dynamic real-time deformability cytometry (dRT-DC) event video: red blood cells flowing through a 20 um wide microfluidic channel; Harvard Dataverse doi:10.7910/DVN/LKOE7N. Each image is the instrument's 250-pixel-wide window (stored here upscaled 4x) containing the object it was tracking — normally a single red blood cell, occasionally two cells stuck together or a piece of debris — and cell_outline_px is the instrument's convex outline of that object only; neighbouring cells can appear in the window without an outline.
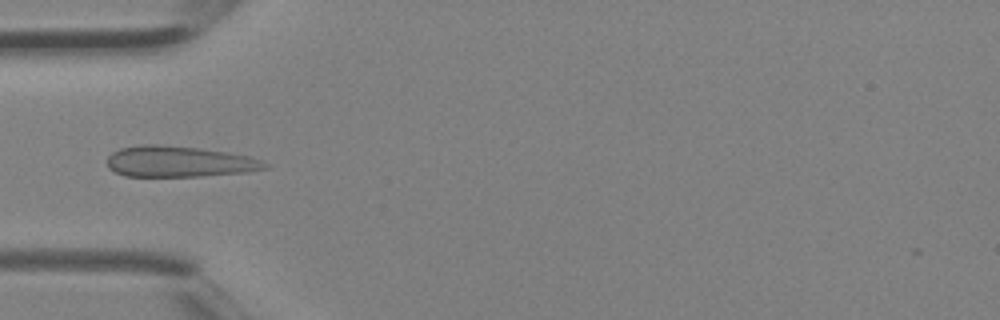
{"species": "Egyptian fruit bat (a non-hibernating species)", "species_latin": "Rousettus aegyptiacus", "temperature_condition": "room temperature", "stored_images_in_passage": 4, "camera_frame_rate_fps": 3000, "um_per_image_px": 0.085, "animal": {"sex": "female"}, "frame": {"image": 1, "passage_image": 4, "time_ms": 1.0, "image_size_px": [1000, 320], "cell_outline_px": [[268, 168], [244, 172], [200, 176], [124, 176], [108, 168], [108, 156], [112, 152], [120, 148], [144, 144], [156, 144], [196, 148], [224, 152], [248, 156], [260, 160], [268, 164]], "centroid_in_image_um": [15.18, 13.74], "position_along_channel_um": 69.8, "area_um2": 28.09}}